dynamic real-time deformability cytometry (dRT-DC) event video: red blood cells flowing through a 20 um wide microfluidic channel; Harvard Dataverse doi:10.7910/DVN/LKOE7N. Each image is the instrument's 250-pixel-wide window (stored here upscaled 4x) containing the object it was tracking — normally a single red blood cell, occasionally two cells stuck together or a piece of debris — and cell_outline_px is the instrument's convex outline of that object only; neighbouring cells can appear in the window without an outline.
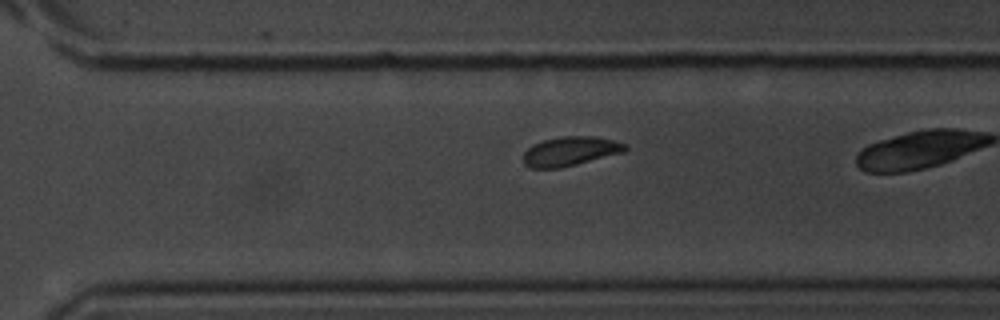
{"species": "common noctule bat (a hibernating species)", "species_latin": "Nyctalus noctula", "temperature_condition": "room temperature", "stored_images_in_passage": 20, "camera_frame_rate_fps": 3000, "um_per_image_px": 0.085, "animal": {"sex": "male", "body_mass_g": 20.1, "forearm_length_mm": 53.5}, "frame": {"image": 1, "passage_image": 17, "time_ms": 5.333, "image_size_px": [1000, 320], "cell_outline_px": [[628, 148], [624, 152], [560, 168], [532, 168], [524, 164], [524, 152], [532, 144], [544, 140], [564, 136], [596, 136], [628, 144]], "centroid_in_image_um": [48.49, 12.85], "position_along_channel_um": 322.1, "area_um2": 17.28}}